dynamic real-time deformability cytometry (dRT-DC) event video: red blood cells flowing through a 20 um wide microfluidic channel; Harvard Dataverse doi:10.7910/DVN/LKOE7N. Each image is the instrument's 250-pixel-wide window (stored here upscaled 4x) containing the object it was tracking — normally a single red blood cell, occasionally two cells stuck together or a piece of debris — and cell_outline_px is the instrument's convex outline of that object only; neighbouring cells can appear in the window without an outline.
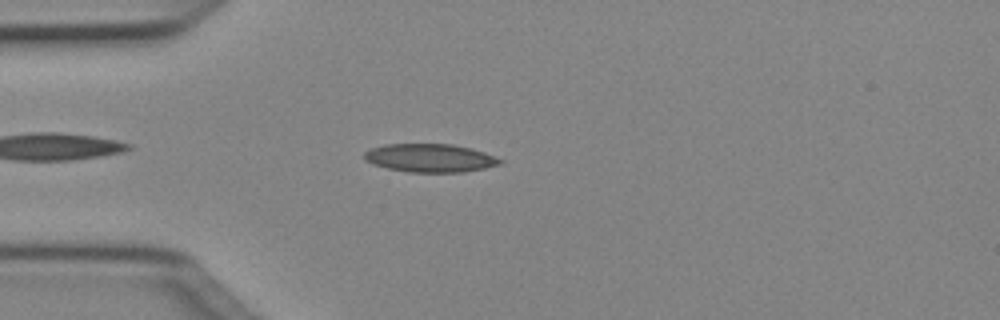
{"species": "Egyptian fruit bat (a non-hibernating species)", "species_latin": "Rousettus aegyptiacus", "temperature_condition": "cold", "stored_images_in_passage": 40, "camera_frame_rate_fps": 3000, "um_per_image_px": 0.085, "animal": {"sex": "female"}, "frame": {"image": 1, "passage_image": 4, "time_ms": 1.0, "image_size_px": [1000, 320], "cell_outline_px": [[504, 160], [500, 164], [484, 168], [464, 172], [408, 172], [388, 168], [372, 164], [364, 160], [364, 152], [372, 148], [384, 144], [452, 144], [472, 148], [484, 152]], "centroid_in_image_um": [36.55, 13.42], "position_along_channel_um": 48.5, "area_um2": 22.43}}
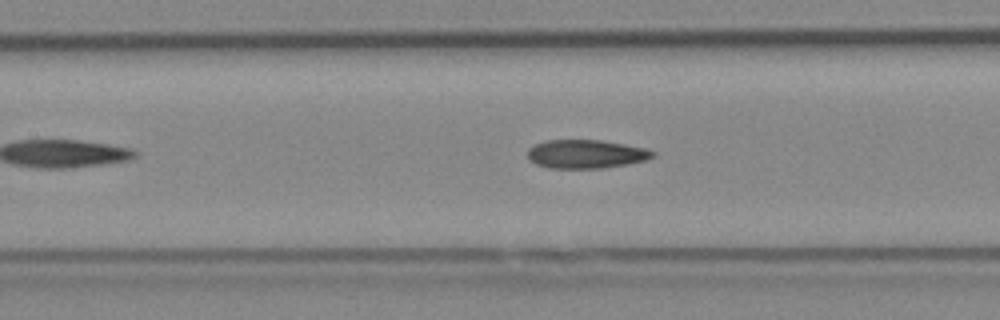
{"frame": {"image": 2, "passage_image": 13, "time_ms": 4.0, "image_size_px": [1000, 320], "cell_outline_px": [[656, 156], [648, 160], [628, 164], [600, 168], [548, 168], [536, 164], [528, 160], [528, 148], [544, 140], [604, 140], [648, 148], [656, 152]], "centroid_in_image_um": [49.85, 13.09], "position_along_channel_um": 157.5, "area_um2": 21.21}}
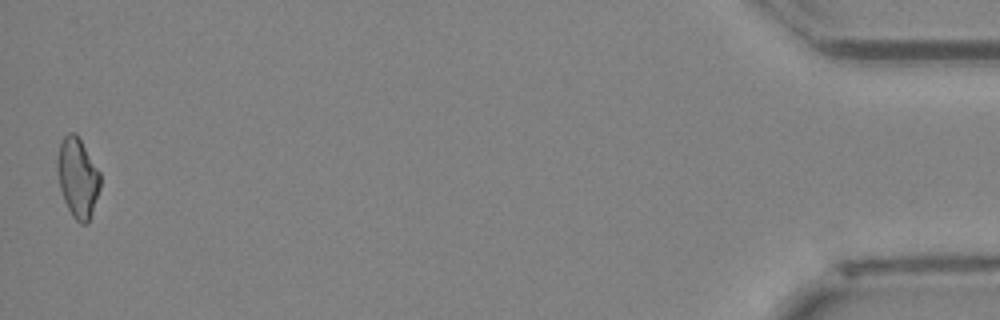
{"frame": {"image": 3, "passage_image": 40, "time_ms": 13.0, "image_size_px": [1000, 320], "cell_outline_px": [[100, 188], [88, 224], [80, 224], [72, 216], [64, 200], [60, 188], [56, 168], [56, 160], [60, 144], [64, 136], [68, 132], [76, 132], [100, 172]], "centroid_in_image_um": [6.59, 15.09], "position_along_channel_um": 428.6, "area_um2": 20.0}, "authors_computed_cell_mechanics": {"area_um2": 20.6924, "velocity_mm_per_s": 4.0493, "shape_relaxation_time_tau1_ms": null, "shape_relaxation_time_tau2_ms": 5.3239, "deformation_change_tau1": null, "deformation_change_tau2": 0.1379}}